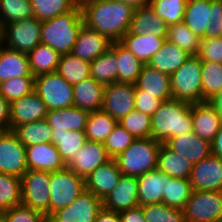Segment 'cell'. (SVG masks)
Masks as SVG:
<instances>
[{
	"mask_svg": "<svg viewBox=\"0 0 222 222\" xmlns=\"http://www.w3.org/2000/svg\"><path fill=\"white\" fill-rule=\"evenodd\" d=\"M118 121L102 110L90 112L85 127L89 141L104 142Z\"/></svg>",
	"mask_w": 222,
	"mask_h": 222,
	"instance_id": "ab89813d",
	"label": "cell"
},
{
	"mask_svg": "<svg viewBox=\"0 0 222 222\" xmlns=\"http://www.w3.org/2000/svg\"><path fill=\"white\" fill-rule=\"evenodd\" d=\"M136 138L119 123L103 142L107 154L114 159L118 154L125 151Z\"/></svg>",
	"mask_w": 222,
	"mask_h": 222,
	"instance_id": "f907efd6",
	"label": "cell"
},
{
	"mask_svg": "<svg viewBox=\"0 0 222 222\" xmlns=\"http://www.w3.org/2000/svg\"><path fill=\"white\" fill-rule=\"evenodd\" d=\"M47 112L45 103L33 91L10 103V130L25 123L43 120Z\"/></svg>",
	"mask_w": 222,
	"mask_h": 222,
	"instance_id": "ac0fdd59",
	"label": "cell"
},
{
	"mask_svg": "<svg viewBox=\"0 0 222 222\" xmlns=\"http://www.w3.org/2000/svg\"><path fill=\"white\" fill-rule=\"evenodd\" d=\"M191 104L177 99L163 101L151 116V137L166 143L170 138L192 132Z\"/></svg>",
	"mask_w": 222,
	"mask_h": 222,
	"instance_id": "7a4b0ae2",
	"label": "cell"
},
{
	"mask_svg": "<svg viewBox=\"0 0 222 222\" xmlns=\"http://www.w3.org/2000/svg\"><path fill=\"white\" fill-rule=\"evenodd\" d=\"M111 159L102 142L87 140L83 147L76 151L66 163V168L78 176L86 178L99 166L106 164Z\"/></svg>",
	"mask_w": 222,
	"mask_h": 222,
	"instance_id": "9a60e30c",
	"label": "cell"
},
{
	"mask_svg": "<svg viewBox=\"0 0 222 222\" xmlns=\"http://www.w3.org/2000/svg\"><path fill=\"white\" fill-rule=\"evenodd\" d=\"M84 25L98 31L112 42H120L129 31L134 9L117 0L79 2Z\"/></svg>",
	"mask_w": 222,
	"mask_h": 222,
	"instance_id": "6da1fadb",
	"label": "cell"
},
{
	"mask_svg": "<svg viewBox=\"0 0 222 222\" xmlns=\"http://www.w3.org/2000/svg\"><path fill=\"white\" fill-rule=\"evenodd\" d=\"M4 44V26L0 21V47Z\"/></svg>",
	"mask_w": 222,
	"mask_h": 222,
	"instance_id": "6125c7cd",
	"label": "cell"
},
{
	"mask_svg": "<svg viewBox=\"0 0 222 222\" xmlns=\"http://www.w3.org/2000/svg\"><path fill=\"white\" fill-rule=\"evenodd\" d=\"M13 131L25 147L51 142L52 128L45 119L19 125Z\"/></svg>",
	"mask_w": 222,
	"mask_h": 222,
	"instance_id": "f35d334b",
	"label": "cell"
},
{
	"mask_svg": "<svg viewBox=\"0 0 222 222\" xmlns=\"http://www.w3.org/2000/svg\"><path fill=\"white\" fill-rule=\"evenodd\" d=\"M102 208V200L85 190L71 205L53 212L47 222H95Z\"/></svg>",
	"mask_w": 222,
	"mask_h": 222,
	"instance_id": "7c38bea8",
	"label": "cell"
},
{
	"mask_svg": "<svg viewBox=\"0 0 222 222\" xmlns=\"http://www.w3.org/2000/svg\"><path fill=\"white\" fill-rule=\"evenodd\" d=\"M28 170L47 172L66 168V163L51 142L26 147Z\"/></svg>",
	"mask_w": 222,
	"mask_h": 222,
	"instance_id": "7402d4cb",
	"label": "cell"
},
{
	"mask_svg": "<svg viewBox=\"0 0 222 222\" xmlns=\"http://www.w3.org/2000/svg\"><path fill=\"white\" fill-rule=\"evenodd\" d=\"M90 65L91 77L97 82L103 85L118 82V61L111 48L96 57Z\"/></svg>",
	"mask_w": 222,
	"mask_h": 222,
	"instance_id": "d590c367",
	"label": "cell"
},
{
	"mask_svg": "<svg viewBox=\"0 0 222 222\" xmlns=\"http://www.w3.org/2000/svg\"><path fill=\"white\" fill-rule=\"evenodd\" d=\"M105 85L97 82L91 76L73 85L74 106L94 112L101 110Z\"/></svg>",
	"mask_w": 222,
	"mask_h": 222,
	"instance_id": "83f0119b",
	"label": "cell"
},
{
	"mask_svg": "<svg viewBox=\"0 0 222 222\" xmlns=\"http://www.w3.org/2000/svg\"><path fill=\"white\" fill-rule=\"evenodd\" d=\"M135 94H150L162 102L172 99L170 75L144 65L135 83Z\"/></svg>",
	"mask_w": 222,
	"mask_h": 222,
	"instance_id": "ffe728a7",
	"label": "cell"
},
{
	"mask_svg": "<svg viewBox=\"0 0 222 222\" xmlns=\"http://www.w3.org/2000/svg\"><path fill=\"white\" fill-rule=\"evenodd\" d=\"M193 165L182 155L171 150L165 143H162L157 155V167L161 172L171 178L189 179Z\"/></svg>",
	"mask_w": 222,
	"mask_h": 222,
	"instance_id": "1f68e13d",
	"label": "cell"
},
{
	"mask_svg": "<svg viewBox=\"0 0 222 222\" xmlns=\"http://www.w3.org/2000/svg\"><path fill=\"white\" fill-rule=\"evenodd\" d=\"M209 102L220 114L222 119V92H220L217 96L213 97Z\"/></svg>",
	"mask_w": 222,
	"mask_h": 222,
	"instance_id": "91938a15",
	"label": "cell"
},
{
	"mask_svg": "<svg viewBox=\"0 0 222 222\" xmlns=\"http://www.w3.org/2000/svg\"><path fill=\"white\" fill-rule=\"evenodd\" d=\"M33 76L30 70L28 53L0 47V83L11 78Z\"/></svg>",
	"mask_w": 222,
	"mask_h": 222,
	"instance_id": "4316f807",
	"label": "cell"
},
{
	"mask_svg": "<svg viewBox=\"0 0 222 222\" xmlns=\"http://www.w3.org/2000/svg\"><path fill=\"white\" fill-rule=\"evenodd\" d=\"M201 68V60L197 56H191L170 75L172 99L202 102Z\"/></svg>",
	"mask_w": 222,
	"mask_h": 222,
	"instance_id": "8992f818",
	"label": "cell"
},
{
	"mask_svg": "<svg viewBox=\"0 0 222 222\" xmlns=\"http://www.w3.org/2000/svg\"><path fill=\"white\" fill-rule=\"evenodd\" d=\"M162 101L150 94H135V110L152 116Z\"/></svg>",
	"mask_w": 222,
	"mask_h": 222,
	"instance_id": "db71d44e",
	"label": "cell"
},
{
	"mask_svg": "<svg viewBox=\"0 0 222 222\" xmlns=\"http://www.w3.org/2000/svg\"><path fill=\"white\" fill-rule=\"evenodd\" d=\"M168 25L163 21L148 4L134 9L129 31L126 34L167 37Z\"/></svg>",
	"mask_w": 222,
	"mask_h": 222,
	"instance_id": "484cf974",
	"label": "cell"
},
{
	"mask_svg": "<svg viewBox=\"0 0 222 222\" xmlns=\"http://www.w3.org/2000/svg\"><path fill=\"white\" fill-rule=\"evenodd\" d=\"M28 171L26 147L13 130L0 133V173L22 177Z\"/></svg>",
	"mask_w": 222,
	"mask_h": 222,
	"instance_id": "4fadbf2b",
	"label": "cell"
},
{
	"mask_svg": "<svg viewBox=\"0 0 222 222\" xmlns=\"http://www.w3.org/2000/svg\"><path fill=\"white\" fill-rule=\"evenodd\" d=\"M35 17L30 0H0V21L3 26Z\"/></svg>",
	"mask_w": 222,
	"mask_h": 222,
	"instance_id": "ee69618b",
	"label": "cell"
},
{
	"mask_svg": "<svg viewBox=\"0 0 222 222\" xmlns=\"http://www.w3.org/2000/svg\"><path fill=\"white\" fill-rule=\"evenodd\" d=\"M141 208L146 222H186L183 210L164 203L145 205Z\"/></svg>",
	"mask_w": 222,
	"mask_h": 222,
	"instance_id": "681fc988",
	"label": "cell"
},
{
	"mask_svg": "<svg viewBox=\"0 0 222 222\" xmlns=\"http://www.w3.org/2000/svg\"><path fill=\"white\" fill-rule=\"evenodd\" d=\"M34 91V76L11 78L0 83V95L10 104Z\"/></svg>",
	"mask_w": 222,
	"mask_h": 222,
	"instance_id": "7dc6e473",
	"label": "cell"
},
{
	"mask_svg": "<svg viewBox=\"0 0 222 222\" xmlns=\"http://www.w3.org/2000/svg\"><path fill=\"white\" fill-rule=\"evenodd\" d=\"M202 102L210 101L222 92V64L213 61H201Z\"/></svg>",
	"mask_w": 222,
	"mask_h": 222,
	"instance_id": "60d3db41",
	"label": "cell"
},
{
	"mask_svg": "<svg viewBox=\"0 0 222 222\" xmlns=\"http://www.w3.org/2000/svg\"><path fill=\"white\" fill-rule=\"evenodd\" d=\"M135 109V84L113 82L105 85L101 110L117 121Z\"/></svg>",
	"mask_w": 222,
	"mask_h": 222,
	"instance_id": "5bb4252c",
	"label": "cell"
},
{
	"mask_svg": "<svg viewBox=\"0 0 222 222\" xmlns=\"http://www.w3.org/2000/svg\"><path fill=\"white\" fill-rule=\"evenodd\" d=\"M42 22L36 17L4 25V44L7 48L29 53L41 43Z\"/></svg>",
	"mask_w": 222,
	"mask_h": 222,
	"instance_id": "8fae6325",
	"label": "cell"
},
{
	"mask_svg": "<svg viewBox=\"0 0 222 222\" xmlns=\"http://www.w3.org/2000/svg\"><path fill=\"white\" fill-rule=\"evenodd\" d=\"M56 72L70 85H75L91 76V65L68 53L61 55Z\"/></svg>",
	"mask_w": 222,
	"mask_h": 222,
	"instance_id": "836d02e7",
	"label": "cell"
},
{
	"mask_svg": "<svg viewBox=\"0 0 222 222\" xmlns=\"http://www.w3.org/2000/svg\"><path fill=\"white\" fill-rule=\"evenodd\" d=\"M3 222H47L46 216L24 204L1 212Z\"/></svg>",
	"mask_w": 222,
	"mask_h": 222,
	"instance_id": "816d5d0a",
	"label": "cell"
},
{
	"mask_svg": "<svg viewBox=\"0 0 222 222\" xmlns=\"http://www.w3.org/2000/svg\"><path fill=\"white\" fill-rule=\"evenodd\" d=\"M162 143L150 138H138L114 160L122 175L139 177L157 167V155Z\"/></svg>",
	"mask_w": 222,
	"mask_h": 222,
	"instance_id": "5b68a950",
	"label": "cell"
},
{
	"mask_svg": "<svg viewBox=\"0 0 222 222\" xmlns=\"http://www.w3.org/2000/svg\"><path fill=\"white\" fill-rule=\"evenodd\" d=\"M222 0H188L183 23L200 39L221 37Z\"/></svg>",
	"mask_w": 222,
	"mask_h": 222,
	"instance_id": "277c9868",
	"label": "cell"
},
{
	"mask_svg": "<svg viewBox=\"0 0 222 222\" xmlns=\"http://www.w3.org/2000/svg\"><path fill=\"white\" fill-rule=\"evenodd\" d=\"M35 17L42 21L67 13L77 4V0H30Z\"/></svg>",
	"mask_w": 222,
	"mask_h": 222,
	"instance_id": "bcb514c9",
	"label": "cell"
},
{
	"mask_svg": "<svg viewBox=\"0 0 222 222\" xmlns=\"http://www.w3.org/2000/svg\"><path fill=\"white\" fill-rule=\"evenodd\" d=\"M50 172L28 170L21 177L22 204L49 217Z\"/></svg>",
	"mask_w": 222,
	"mask_h": 222,
	"instance_id": "30bf717a",
	"label": "cell"
},
{
	"mask_svg": "<svg viewBox=\"0 0 222 222\" xmlns=\"http://www.w3.org/2000/svg\"><path fill=\"white\" fill-rule=\"evenodd\" d=\"M95 222H121L119 217V212L110 211L102 208L98 213Z\"/></svg>",
	"mask_w": 222,
	"mask_h": 222,
	"instance_id": "6f0895ef",
	"label": "cell"
},
{
	"mask_svg": "<svg viewBox=\"0 0 222 222\" xmlns=\"http://www.w3.org/2000/svg\"><path fill=\"white\" fill-rule=\"evenodd\" d=\"M197 57L201 61H213L222 64V37L202 38Z\"/></svg>",
	"mask_w": 222,
	"mask_h": 222,
	"instance_id": "f5cc1de1",
	"label": "cell"
},
{
	"mask_svg": "<svg viewBox=\"0 0 222 222\" xmlns=\"http://www.w3.org/2000/svg\"><path fill=\"white\" fill-rule=\"evenodd\" d=\"M34 92L45 103L48 111L74 106L73 85L66 82L57 72L35 76Z\"/></svg>",
	"mask_w": 222,
	"mask_h": 222,
	"instance_id": "ba28073f",
	"label": "cell"
},
{
	"mask_svg": "<svg viewBox=\"0 0 222 222\" xmlns=\"http://www.w3.org/2000/svg\"><path fill=\"white\" fill-rule=\"evenodd\" d=\"M22 202L21 178L0 173V212L9 210Z\"/></svg>",
	"mask_w": 222,
	"mask_h": 222,
	"instance_id": "7bdbcfd3",
	"label": "cell"
},
{
	"mask_svg": "<svg viewBox=\"0 0 222 222\" xmlns=\"http://www.w3.org/2000/svg\"><path fill=\"white\" fill-rule=\"evenodd\" d=\"M189 180L192 190L222 191V158L211 154L194 164Z\"/></svg>",
	"mask_w": 222,
	"mask_h": 222,
	"instance_id": "2e32d148",
	"label": "cell"
},
{
	"mask_svg": "<svg viewBox=\"0 0 222 222\" xmlns=\"http://www.w3.org/2000/svg\"><path fill=\"white\" fill-rule=\"evenodd\" d=\"M122 173L114 159L99 166L85 178L86 190L92 192L100 200H104L115 188Z\"/></svg>",
	"mask_w": 222,
	"mask_h": 222,
	"instance_id": "603a6c76",
	"label": "cell"
},
{
	"mask_svg": "<svg viewBox=\"0 0 222 222\" xmlns=\"http://www.w3.org/2000/svg\"><path fill=\"white\" fill-rule=\"evenodd\" d=\"M10 130V104L0 95V131Z\"/></svg>",
	"mask_w": 222,
	"mask_h": 222,
	"instance_id": "9f6ffc18",
	"label": "cell"
},
{
	"mask_svg": "<svg viewBox=\"0 0 222 222\" xmlns=\"http://www.w3.org/2000/svg\"><path fill=\"white\" fill-rule=\"evenodd\" d=\"M89 112L76 106L49 110L46 122L52 131H85Z\"/></svg>",
	"mask_w": 222,
	"mask_h": 222,
	"instance_id": "d4e9b609",
	"label": "cell"
},
{
	"mask_svg": "<svg viewBox=\"0 0 222 222\" xmlns=\"http://www.w3.org/2000/svg\"><path fill=\"white\" fill-rule=\"evenodd\" d=\"M192 132L199 138L212 143L217 135L222 119L209 101L191 104Z\"/></svg>",
	"mask_w": 222,
	"mask_h": 222,
	"instance_id": "e0dca14e",
	"label": "cell"
},
{
	"mask_svg": "<svg viewBox=\"0 0 222 222\" xmlns=\"http://www.w3.org/2000/svg\"><path fill=\"white\" fill-rule=\"evenodd\" d=\"M167 175L158 169L149 171L139 177L138 201L139 206L162 203L163 192L165 191Z\"/></svg>",
	"mask_w": 222,
	"mask_h": 222,
	"instance_id": "f1b7e54d",
	"label": "cell"
},
{
	"mask_svg": "<svg viewBox=\"0 0 222 222\" xmlns=\"http://www.w3.org/2000/svg\"><path fill=\"white\" fill-rule=\"evenodd\" d=\"M165 41L166 37L147 33L143 35L125 34L120 43L146 65L151 57L161 49Z\"/></svg>",
	"mask_w": 222,
	"mask_h": 222,
	"instance_id": "f546056e",
	"label": "cell"
},
{
	"mask_svg": "<svg viewBox=\"0 0 222 222\" xmlns=\"http://www.w3.org/2000/svg\"><path fill=\"white\" fill-rule=\"evenodd\" d=\"M118 123L136 139L151 137L152 118L150 115L134 109L124 118L119 120Z\"/></svg>",
	"mask_w": 222,
	"mask_h": 222,
	"instance_id": "c3c4849f",
	"label": "cell"
},
{
	"mask_svg": "<svg viewBox=\"0 0 222 222\" xmlns=\"http://www.w3.org/2000/svg\"><path fill=\"white\" fill-rule=\"evenodd\" d=\"M87 141L85 131H52L51 143L56 146L65 163Z\"/></svg>",
	"mask_w": 222,
	"mask_h": 222,
	"instance_id": "74e56055",
	"label": "cell"
},
{
	"mask_svg": "<svg viewBox=\"0 0 222 222\" xmlns=\"http://www.w3.org/2000/svg\"><path fill=\"white\" fill-rule=\"evenodd\" d=\"M118 2L128 4L133 9H137L149 4V0H117Z\"/></svg>",
	"mask_w": 222,
	"mask_h": 222,
	"instance_id": "94428289",
	"label": "cell"
},
{
	"mask_svg": "<svg viewBox=\"0 0 222 222\" xmlns=\"http://www.w3.org/2000/svg\"><path fill=\"white\" fill-rule=\"evenodd\" d=\"M30 70L35 77L56 72L61 55L47 44L39 43L28 53Z\"/></svg>",
	"mask_w": 222,
	"mask_h": 222,
	"instance_id": "e575fe53",
	"label": "cell"
},
{
	"mask_svg": "<svg viewBox=\"0 0 222 222\" xmlns=\"http://www.w3.org/2000/svg\"><path fill=\"white\" fill-rule=\"evenodd\" d=\"M211 147L212 154L222 158V124L217 135L215 136L214 141L211 143Z\"/></svg>",
	"mask_w": 222,
	"mask_h": 222,
	"instance_id": "680465c9",
	"label": "cell"
},
{
	"mask_svg": "<svg viewBox=\"0 0 222 222\" xmlns=\"http://www.w3.org/2000/svg\"><path fill=\"white\" fill-rule=\"evenodd\" d=\"M112 41L98 31L83 25L71 53L78 58L92 62L111 47Z\"/></svg>",
	"mask_w": 222,
	"mask_h": 222,
	"instance_id": "44dd1931",
	"label": "cell"
},
{
	"mask_svg": "<svg viewBox=\"0 0 222 222\" xmlns=\"http://www.w3.org/2000/svg\"><path fill=\"white\" fill-rule=\"evenodd\" d=\"M121 222H146L140 206L119 212Z\"/></svg>",
	"mask_w": 222,
	"mask_h": 222,
	"instance_id": "11a10c76",
	"label": "cell"
},
{
	"mask_svg": "<svg viewBox=\"0 0 222 222\" xmlns=\"http://www.w3.org/2000/svg\"><path fill=\"white\" fill-rule=\"evenodd\" d=\"M188 0H153L149 5L168 26L181 23Z\"/></svg>",
	"mask_w": 222,
	"mask_h": 222,
	"instance_id": "f6af8a7d",
	"label": "cell"
},
{
	"mask_svg": "<svg viewBox=\"0 0 222 222\" xmlns=\"http://www.w3.org/2000/svg\"><path fill=\"white\" fill-rule=\"evenodd\" d=\"M110 48L116 54L118 61V82L135 84L145 64L120 42H112Z\"/></svg>",
	"mask_w": 222,
	"mask_h": 222,
	"instance_id": "d6a6232c",
	"label": "cell"
},
{
	"mask_svg": "<svg viewBox=\"0 0 222 222\" xmlns=\"http://www.w3.org/2000/svg\"><path fill=\"white\" fill-rule=\"evenodd\" d=\"M83 25L81 6L78 3L67 13L42 21L41 43L47 44L60 55L71 53Z\"/></svg>",
	"mask_w": 222,
	"mask_h": 222,
	"instance_id": "3957f363",
	"label": "cell"
},
{
	"mask_svg": "<svg viewBox=\"0 0 222 222\" xmlns=\"http://www.w3.org/2000/svg\"><path fill=\"white\" fill-rule=\"evenodd\" d=\"M166 40L177 45L191 56H197L201 39L183 22L168 26Z\"/></svg>",
	"mask_w": 222,
	"mask_h": 222,
	"instance_id": "b9f144b4",
	"label": "cell"
},
{
	"mask_svg": "<svg viewBox=\"0 0 222 222\" xmlns=\"http://www.w3.org/2000/svg\"><path fill=\"white\" fill-rule=\"evenodd\" d=\"M166 187L162 196V203L172 208L183 210L191 196L192 189L189 179L165 177Z\"/></svg>",
	"mask_w": 222,
	"mask_h": 222,
	"instance_id": "8d00e7d4",
	"label": "cell"
},
{
	"mask_svg": "<svg viewBox=\"0 0 222 222\" xmlns=\"http://www.w3.org/2000/svg\"><path fill=\"white\" fill-rule=\"evenodd\" d=\"M183 214L186 222H222V191L193 190Z\"/></svg>",
	"mask_w": 222,
	"mask_h": 222,
	"instance_id": "9c48e42d",
	"label": "cell"
},
{
	"mask_svg": "<svg viewBox=\"0 0 222 222\" xmlns=\"http://www.w3.org/2000/svg\"><path fill=\"white\" fill-rule=\"evenodd\" d=\"M49 216L66 206L86 190L85 178L78 176L69 168L50 172Z\"/></svg>",
	"mask_w": 222,
	"mask_h": 222,
	"instance_id": "52a82bcc",
	"label": "cell"
},
{
	"mask_svg": "<svg viewBox=\"0 0 222 222\" xmlns=\"http://www.w3.org/2000/svg\"><path fill=\"white\" fill-rule=\"evenodd\" d=\"M190 57L191 55L186 51L166 40L161 49L151 57L147 65L160 72L171 75Z\"/></svg>",
	"mask_w": 222,
	"mask_h": 222,
	"instance_id": "4dcf8cb0",
	"label": "cell"
},
{
	"mask_svg": "<svg viewBox=\"0 0 222 222\" xmlns=\"http://www.w3.org/2000/svg\"><path fill=\"white\" fill-rule=\"evenodd\" d=\"M103 208L122 212L139 206L136 177L121 175L115 188L102 201Z\"/></svg>",
	"mask_w": 222,
	"mask_h": 222,
	"instance_id": "d6986e66",
	"label": "cell"
},
{
	"mask_svg": "<svg viewBox=\"0 0 222 222\" xmlns=\"http://www.w3.org/2000/svg\"><path fill=\"white\" fill-rule=\"evenodd\" d=\"M165 144L186 158L192 165L212 154L211 143L199 138L193 132L170 138Z\"/></svg>",
	"mask_w": 222,
	"mask_h": 222,
	"instance_id": "cb8c5ba5",
	"label": "cell"
}]
</instances>
